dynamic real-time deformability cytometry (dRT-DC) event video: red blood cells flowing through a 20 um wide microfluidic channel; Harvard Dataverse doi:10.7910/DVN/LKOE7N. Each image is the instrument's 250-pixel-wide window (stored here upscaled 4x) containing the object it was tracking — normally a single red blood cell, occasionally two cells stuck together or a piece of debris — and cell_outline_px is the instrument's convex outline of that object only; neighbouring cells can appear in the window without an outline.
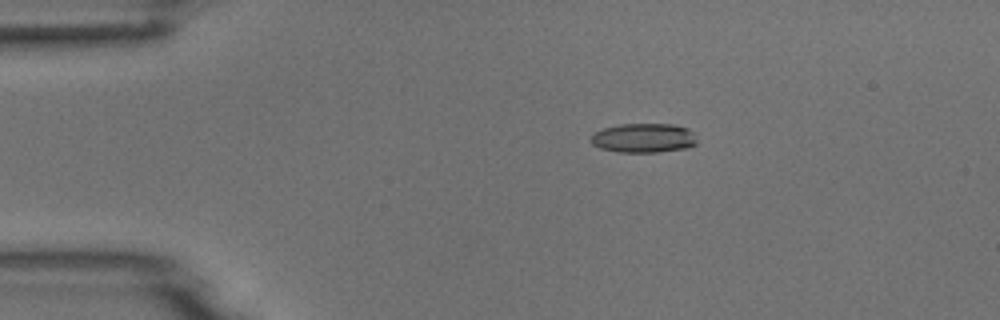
{"species": "common noctule bat (a hibernating species)", "species_latin": "Nyctalus noctula", "temperature_condition": "room temperature", "stored_images_in_passage": 5, "camera_frame_rate_fps": 3000, "um_per_image_px": 0.085, "animal": {"sex": "male", "body_mass_g": 18.8}, "frame": {"image": 1, "passage_image": 4, "time_ms": 3.333, "image_size_px": [1000, 320], "cell_outline_px": [[696, 144], [688, 148], [656, 152], [616, 152], [600, 148], [592, 144], [588, 140], [596, 132], [604, 128], [620, 124], [672, 124], [688, 128], [692, 132], [696, 140]], "centroid_in_image_um": [54.7, 11.73], "position_along_channel_um": 30.3, "area_um2": 18.15}}